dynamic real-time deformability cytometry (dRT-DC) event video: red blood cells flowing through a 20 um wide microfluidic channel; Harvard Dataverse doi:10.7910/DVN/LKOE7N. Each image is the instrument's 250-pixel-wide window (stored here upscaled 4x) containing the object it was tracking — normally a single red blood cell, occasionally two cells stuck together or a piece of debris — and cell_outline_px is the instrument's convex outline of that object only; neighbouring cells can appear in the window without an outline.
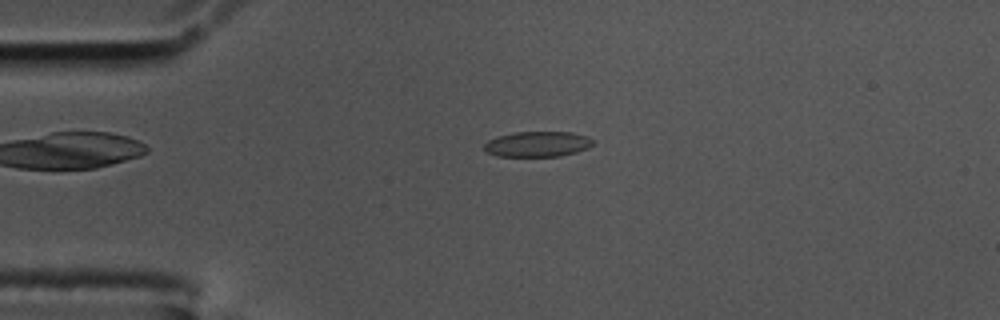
{"species": "common noctule bat (a hibernating species)", "species_latin": "Nyctalus noctula", "temperature_condition": "cold", "stored_images_in_passage": 56, "segment_of_instrument_passage": [1, 2], "camera_frame_rate_fps": 3000, "um_per_image_px": 0.085, "animal": {"sex": "male", "body_mass_g": 17.5, "forearm_length_mm": 52.3}, "frame": {"image": 1, "passage_image": 11, "time_ms": 3.333, "image_size_px": [1000, 320], "cell_outline_px": [[596, 140], [588, 148], [576, 152], [560, 156], [496, 156], [484, 152], [484, 144], [488, 140], [496, 136], [516, 132], [572, 132], [588, 136]], "centroid_in_image_um": [45.68, 12.24], "position_along_channel_um": 39.3, "area_um2": 16.3}}
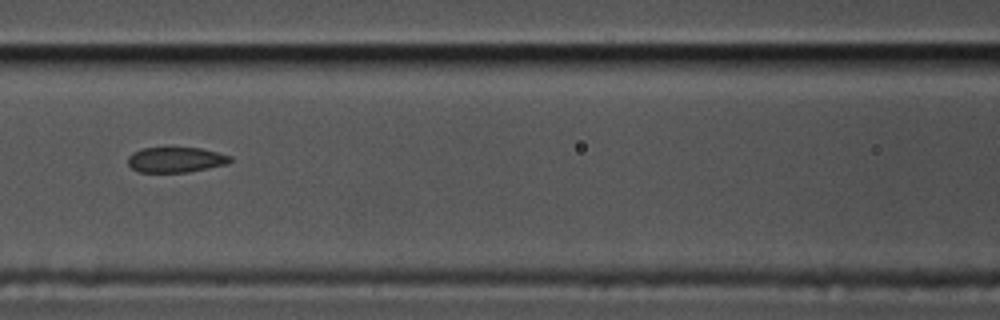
{"frame": {"image": 2, "passage_image": 23, "time_ms": 7.333, "image_size_px": [1000, 320], "cell_outline_px": [[232, 160], [228, 164], [188, 172], [140, 172], [132, 168], [128, 164], [128, 156], [132, 152], [140, 148], [200, 148], [232, 156]], "centroid_in_image_um": [14.93, 13.58], "position_along_channel_um": 151.7, "area_um2": 15.09}}
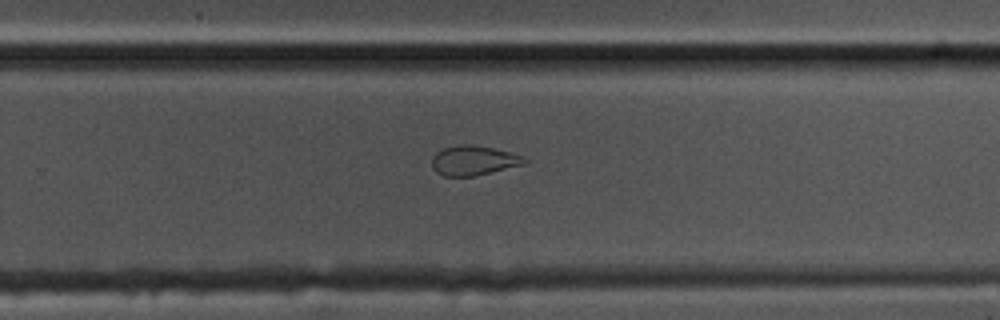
{"frame": {"image": 3, "passage_image": 35, "time_ms": 11.333, "image_size_px": [1000, 320], "cell_outline_px": [[528, 164], [472, 176], [444, 176], [436, 172], [432, 168], [432, 156], [436, 152], [444, 148], [460, 144], [468, 144], [492, 148], [512, 152], [528, 160]], "centroid_in_image_um": [40.26, 13.64], "position_along_channel_um": 289.5, "area_um2": 16.01}}